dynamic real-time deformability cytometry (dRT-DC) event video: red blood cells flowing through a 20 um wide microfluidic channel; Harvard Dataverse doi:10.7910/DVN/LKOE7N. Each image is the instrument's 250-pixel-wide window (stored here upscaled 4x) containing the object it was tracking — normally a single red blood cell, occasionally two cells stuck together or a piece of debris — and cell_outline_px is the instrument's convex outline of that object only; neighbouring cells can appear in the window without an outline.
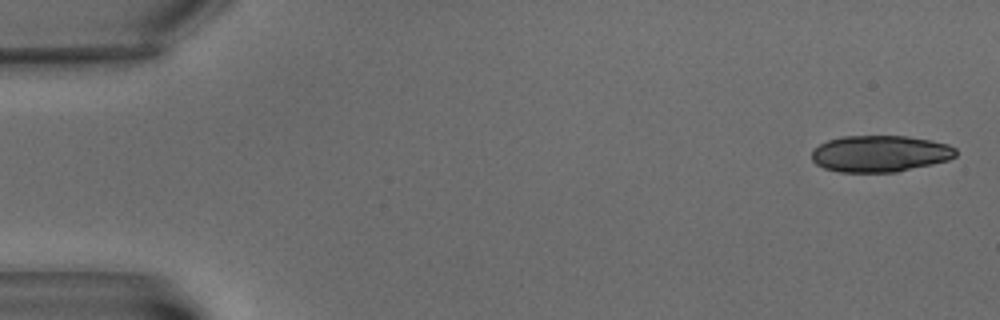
{"species": "common noctule bat (a hibernating species)", "species_latin": "Nyctalus noctula", "temperature_condition": "warm", "stored_images_in_passage": 8, "camera_frame_rate_fps": 3000, "um_per_image_px": 0.085, "animal": {"sex": "male", "body_mass_g": 15.6}, "frame": {"image": 1, "passage_image": 1, "time_ms": 0.0, "image_size_px": [1000, 320], "cell_outline_px": [[956, 156], [948, 160], [932, 164], [896, 172], [840, 172], [824, 168], [816, 164], [812, 160], [812, 148], [828, 140], [844, 136], [908, 136], [932, 140], [948, 144], [956, 148]], "centroid_in_image_um": [74.8, 13.06], "position_along_channel_um": 10.2, "area_um2": 30.81}}